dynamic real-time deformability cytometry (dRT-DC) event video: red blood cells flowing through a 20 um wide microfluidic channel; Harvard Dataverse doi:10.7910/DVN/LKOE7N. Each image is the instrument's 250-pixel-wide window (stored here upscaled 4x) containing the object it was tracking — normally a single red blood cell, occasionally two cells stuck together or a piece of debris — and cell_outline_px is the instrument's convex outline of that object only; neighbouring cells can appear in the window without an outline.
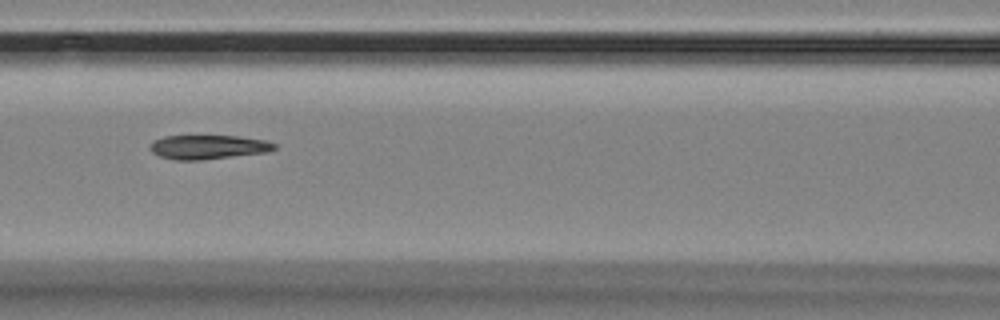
{"species": "Egyptian fruit bat (a non-hibernating species)", "species_latin": "Rousettus aegyptiacus", "temperature_condition": "room temperature", "stored_images_in_passage": 11, "camera_frame_rate_fps": 3000, "um_per_image_px": 0.085, "animal": {"sex": "female"}, "frame": {"image": 1, "passage_image": 7, "time_ms": 7.0, "image_size_px": [1000, 320], "cell_outline_px": [[276, 148], [264, 152], [200, 160], [176, 160], [160, 156], [152, 152], [148, 148], [148, 144], [152, 140], [164, 136], [240, 136], [268, 140], [276, 144]], "centroid_in_image_um": [17.64, 12.48], "position_along_channel_um": 149.0, "area_um2": 17.51}}
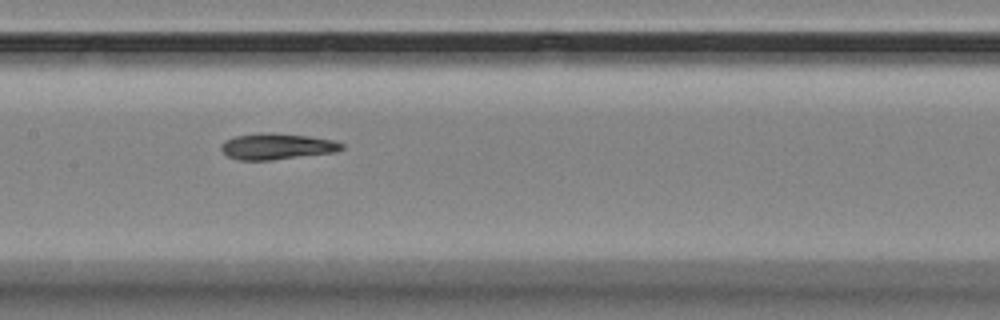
{"frame": {"image": 2, "passage_image": 8, "time_ms": 8.0, "image_size_px": [1000, 320], "cell_outline_px": [[344, 148], [336, 152], [272, 160], [240, 160], [228, 156], [220, 148], [220, 144], [224, 140], [236, 136], [260, 132], [268, 132], [308, 136], [336, 140], [344, 144]], "centroid_in_image_um": [23.55, 12.44], "position_along_channel_um": 183.9, "area_um2": 18.5}}
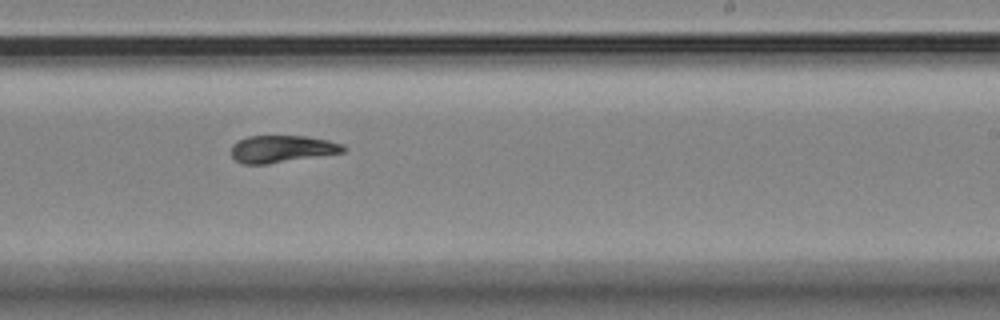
{"frame": {"image": 3, "passage_image": 10, "time_ms": 10.333, "image_size_px": [1000, 320], "cell_outline_px": [[344, 152], [268, 164], [244, 164], [236, 160], [232, 156], [232, 144], [236, 140], [248, 136], [308, 136], [328, 140], [344, 144]], "centroid_in_image_um": [23.94, 12.65], "position_along_channel_um": 265.1, "area_um2": 17.74}}